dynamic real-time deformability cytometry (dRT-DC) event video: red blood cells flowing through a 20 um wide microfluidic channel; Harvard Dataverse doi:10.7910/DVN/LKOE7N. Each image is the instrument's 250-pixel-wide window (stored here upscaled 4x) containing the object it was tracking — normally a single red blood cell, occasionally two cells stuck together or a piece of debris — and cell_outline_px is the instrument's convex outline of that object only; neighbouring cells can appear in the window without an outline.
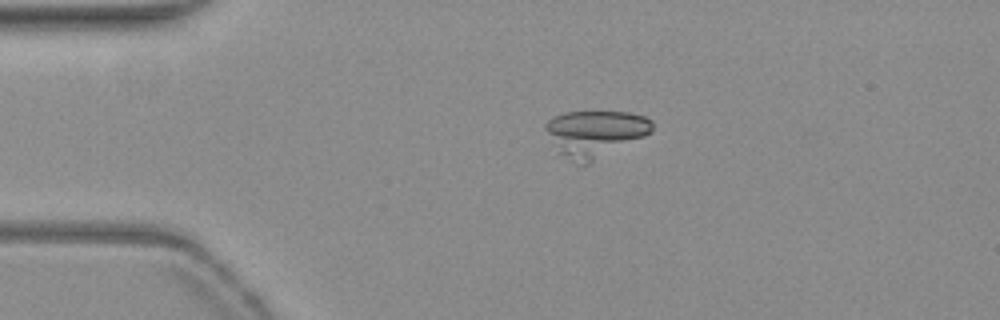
{"species": "common noctule bat (a hibernating species)", "species_latin": "Nyctalus noctula", "temperature_condition": "warm", "stored_images_in_passage": 37, "camera_frame_rate_fps": 3000, "um_per_image_px": 0.085, "animal": {"sex": "female", "body_mass_g": 19.3, "forearm_length_mm": 54.1}, "frame": {"image": 1, "passage_image": 7, "time_ms": 2.0, "image_size_px": [1000, 320], "cell_outline_px": [[652, 132], [588, 164], [584, 164], [556, 156], [544, 128], [544, 124], [552, 116], [564, 112], [628, 112], [644, 116], [652, 120]], "centroid_in_image_um": [50.49, 11.35], "position_along_channel_um": 34.5, "area_um2": 29.25}}
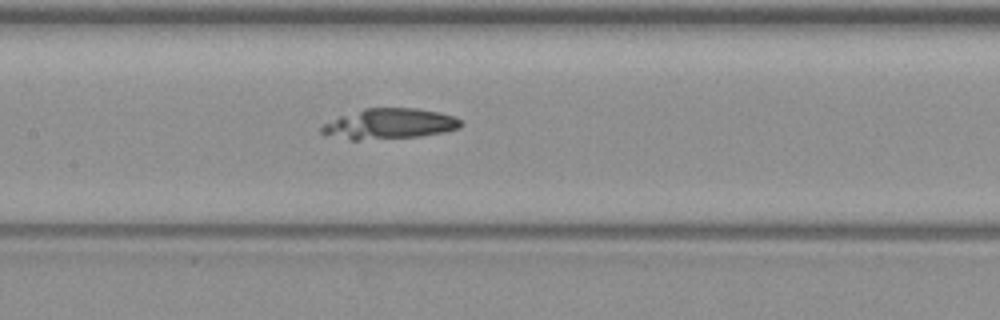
{"frame": {"image": 2, "passage_image": 21, "time_ms": 6.667, "image_size_px": [1000, 320], "cell_outline_px": [[464, 124], [460, 128], [444, 132], [416, 136], [356, 140], [348, 140], [320, 132], [320, 128], [324, 124], [340, 116], [364, 108], [416, 108], [440, 112], [456, 116]], "centroid_in_image_um": [33.15, 10.51], "position_along_channel_um": 174.2, "area_um2": 24.51}}
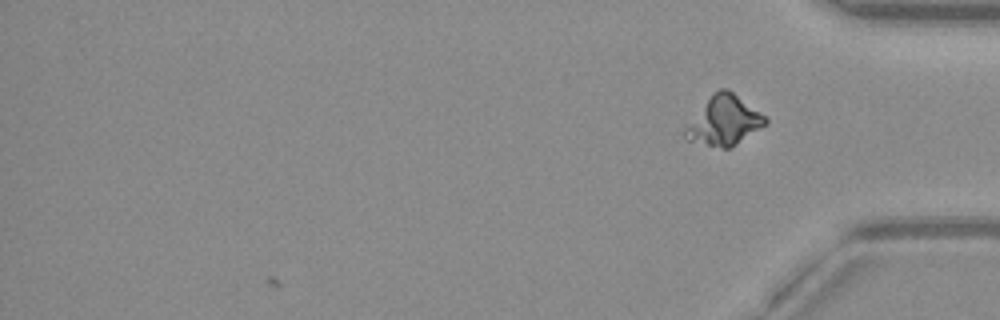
{"frame": {"image": 3, "passage_image": 37, "time_ms": 12.0, "image_size_px": [1000, 320], "cell_outline_px": [[768, 124], [732, 148], [724, 148], [684, 140], [680, 132], [712, 92], [720, 88], [728, 88], [768, 116]], "centroid_in_image_um": [61.55, 10.25], "position_along_channel_um": 373.7, "area_um2": 23.81}, "authors_computed_cell_mechanics": {"area_um2": 25.3164, "velocity_mm_per_s": 3.8138, "shape_relaxation_time_tau1_ms": null, "shape_relaxation_time_tau2_ms": 9.3848, "deformation_change_tau1": null, "deformation_change_tau2": 0.107}}